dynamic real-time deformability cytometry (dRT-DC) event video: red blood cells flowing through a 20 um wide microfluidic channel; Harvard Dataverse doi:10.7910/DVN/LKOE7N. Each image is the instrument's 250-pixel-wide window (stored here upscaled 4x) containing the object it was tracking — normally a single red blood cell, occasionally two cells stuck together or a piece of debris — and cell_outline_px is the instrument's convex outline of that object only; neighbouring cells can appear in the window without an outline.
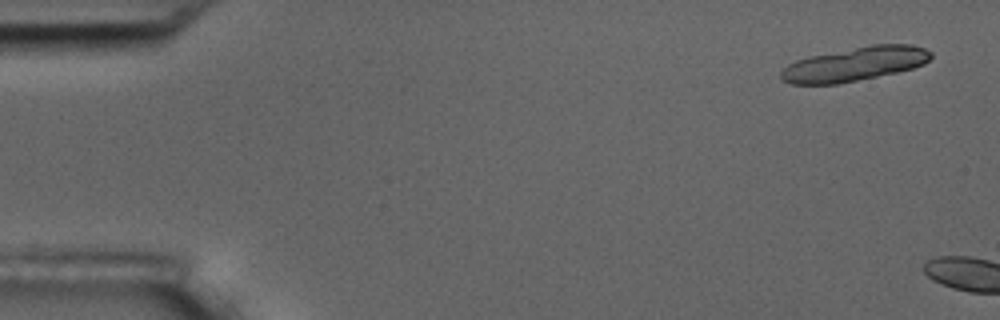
{"species": "common noctule bat (a hibernating species)", "species_latin": "Nyctalus noctula", "temperature_condition": "room temperature", "stored_images_in_passage": 2, "camera_frame_rate_fps": 3000, "um_per_image_px": 0.085, "animal": {"sex": "male", "body_mass_g": 17.5, "forearm_length_mm": 52.3}, "frame": {"image": 1, "passage_image": 1, "time_ms": 0.0, "image_size_px": [1000, 320], "cell_outline_px": [[932, 56], [924, 64], [912, 68], [896, 72], [840, 84], [792, 84], [784, 80], [780, 76], [780, 72], [788, 64], [796, 60], [812, 56], [872, 44], [912, 44], [924, 48], [932, 52]], "centroid_in_image_um": [72.68, 5.44], "position_along_channel_um": 12.3, "area_um2": 29.48}}